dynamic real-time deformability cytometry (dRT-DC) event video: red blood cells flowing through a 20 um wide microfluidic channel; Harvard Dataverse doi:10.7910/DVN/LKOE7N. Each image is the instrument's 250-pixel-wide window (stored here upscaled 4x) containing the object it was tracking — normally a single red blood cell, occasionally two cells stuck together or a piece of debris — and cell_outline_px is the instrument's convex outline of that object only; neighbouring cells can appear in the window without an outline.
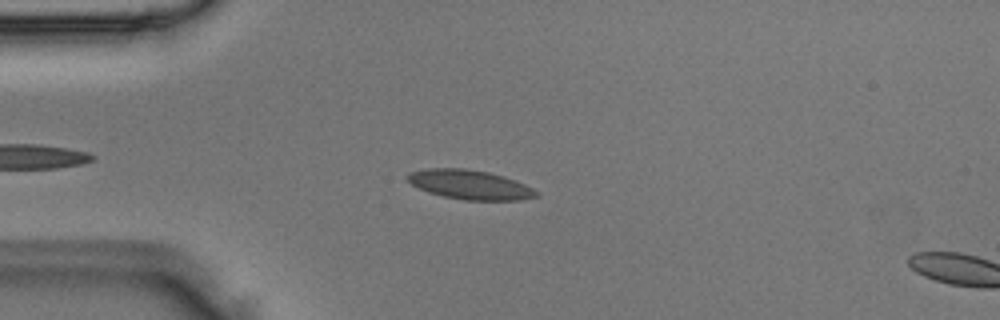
{"species": "Egyptian fruit bat (a non-hibernating species)", "species_latin": "Rousettus aegyptiacus", "temperature_condition": "room temperature", "stored_images_in_passage": 5, "camera_frame_rate_fps": 3000, "um_per_image_px": 0.085, "animal": {"sex": "male"}, "frame": {"image": 1, "passage_image": 4, "time_ms": 1.0, "image_size_px": [1000, 320], "cell_outline_px": [[540, 196], [520, 200], [464, 200], [444, 196], [428, 192], [412, 184], [404, 176], [408, 172], [428, 168], [464, 168], [488, 172], [504, 176], [516, 180], [540, 192]], "centroid_in_image_um": [39.96, 15.69], "position_along_channel_um": 45.0, "area_um2": 22.14}}